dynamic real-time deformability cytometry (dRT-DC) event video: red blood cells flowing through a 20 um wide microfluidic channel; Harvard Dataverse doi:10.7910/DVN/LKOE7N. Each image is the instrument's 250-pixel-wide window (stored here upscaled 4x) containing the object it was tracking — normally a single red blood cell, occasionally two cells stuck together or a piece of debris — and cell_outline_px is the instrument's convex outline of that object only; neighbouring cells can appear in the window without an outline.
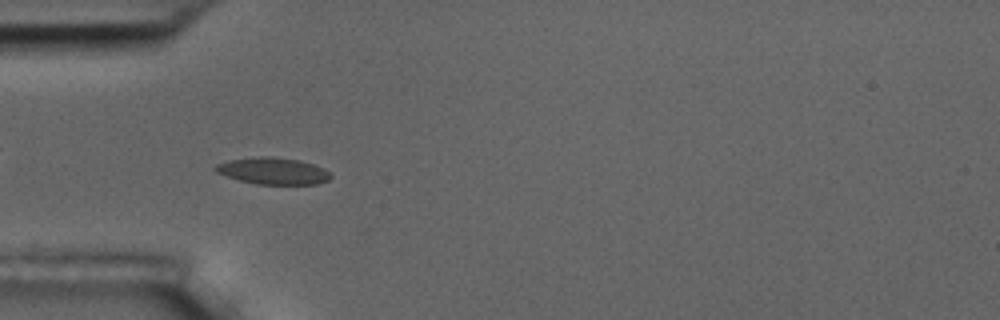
{"species": "common noctule bat (a hibernating species)", "species_latin": "Nyctalus noctula", "temperature_condition": "room temperature", "stored_images_in_passage": 5, "camera_frame_rate_fps": 3000, "um_per_image_px": 0.085, "animal": {"sex": "male", "body_mass_g": 17.5, "forearm_length_mm": 52.3}, "frame": {"image": 1, "passage_image": 4, "time_ms": 3.667, "image_size_px": [1000, 320], "cell_outline_px": [[332, 176], [328, 180], [316, 184], [256, 184], [240, 180], [216, 172], [212, 168], [216, 164], [228, 160], [260, 156], [272, 156], [300, 160], [312, 164], [328, 172]], "centroid_in_image_um": [23.16, 14.52], "position_along_channel_um": 61.8, "area_um2": 17.8}}